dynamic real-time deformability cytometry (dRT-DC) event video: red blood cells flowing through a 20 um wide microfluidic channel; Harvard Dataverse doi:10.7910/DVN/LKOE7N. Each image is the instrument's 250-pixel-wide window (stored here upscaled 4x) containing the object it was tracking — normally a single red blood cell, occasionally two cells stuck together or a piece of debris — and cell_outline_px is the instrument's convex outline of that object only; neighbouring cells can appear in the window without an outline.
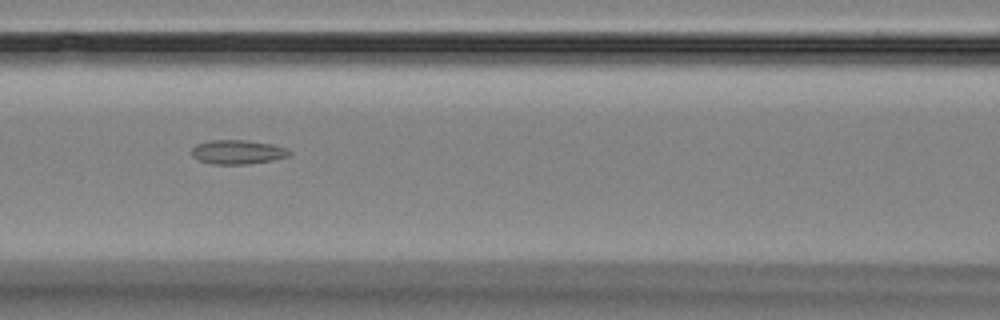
{"species": "Egyptian fruit bat (a non-hibernating species)", "species_latin": "Rousettus aegyptiacus", "temperature_condition": "room temperature", "stored_images_in_passage": 12, "camera_frame_rate_fps": 3000, "um_per_image_px": 0.085, "animal": {"sex": "female"}, "frame": {"image": 1, "passage_image": 3, "time_ms": 2.333, "image_size_px": [1000, 320], "cell_outline_px": [[292, 156], [272, 160], [248, 164], [212, 164], [196, 160], [192, 156], [192, 148], [196, 144], [208, 140], [248, 140], [272, 144], [284, 148], [292, 152]], "centroid_in_image_um": [20.18, 12.92], "position_along_channel_um": 146.4, "area_um2": 13.93}}
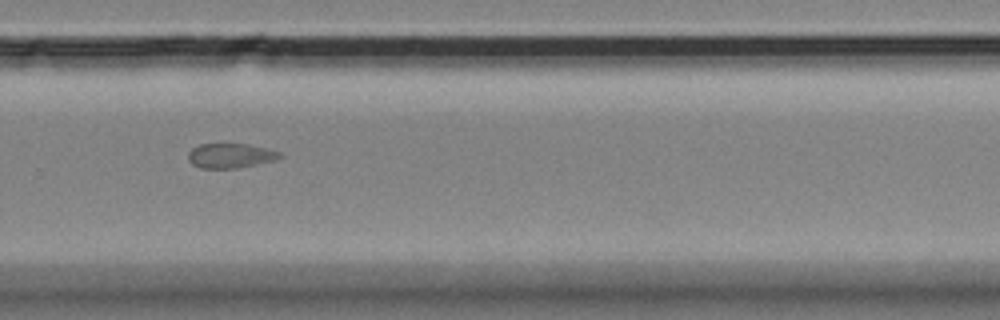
{"frame": {"image": 2, "passage_image": 7, "time_ms": 7.0, "image_size_px": [1000, 320], "cell_outline_px": [[284, 156], [276, 160], [236, 168], [200, 168], [192, 164], [188, 160], [188, 152], [192, 148], [200, 144], [244, 144], [268, 148], [280, 152]], "centroid_in_image_um": [19.59, 13.23], "position_along_channel_um": 310.2, "area_um2": 13.18}}
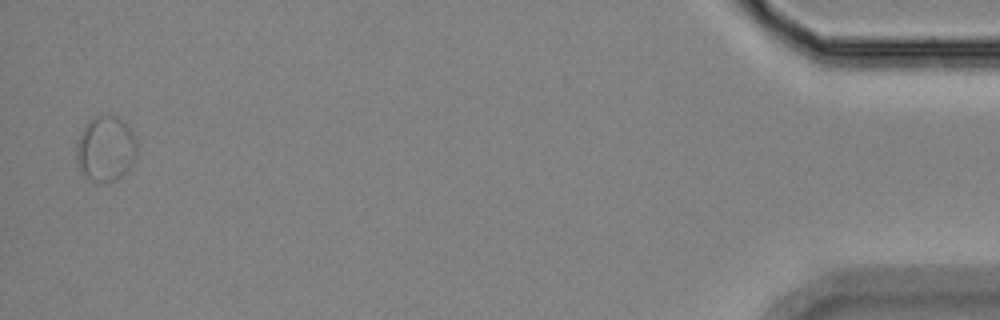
{"frame": {"image": 3, "passage_image": 12, "time_ms": 12.667, "image_size_px": [1000, 320], "cell_outline_px": [[136, 156], [128, 172], [116, 180], [100, 184], [88, 180], [80, 172], [76, 164], [76, 140], [84, 124], [88, 120], [96, 116], [116, 116], [124, 120], [132, 132], [136, 140]], "centroid_in_image_um": [8.94, 12.68], "position_along_channel_um": 426.3, "area_um2": 23.81}, "authors_computed_cell_mechanics": {"area_um2": 14.1899, "velocity_mm_per_s": 3.5263, "shape_relaxation_time_tau1_ms": null, "shape_relaxation_time_tau2_ms": 0.9777, "deformation_change_tau1": null, "deformation_change_tau2": 0.0569}}